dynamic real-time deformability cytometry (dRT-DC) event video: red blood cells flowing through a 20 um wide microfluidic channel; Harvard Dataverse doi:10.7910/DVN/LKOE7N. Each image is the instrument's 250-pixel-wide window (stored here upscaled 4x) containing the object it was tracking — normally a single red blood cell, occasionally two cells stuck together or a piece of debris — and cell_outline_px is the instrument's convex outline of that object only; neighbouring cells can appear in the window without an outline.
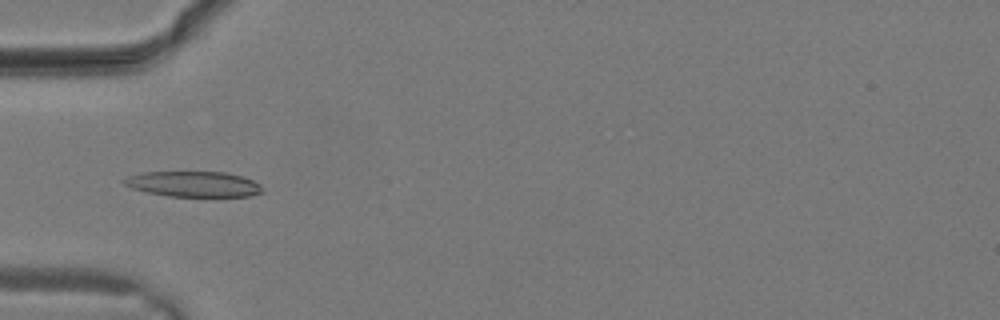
{"species": "common noctule bat (a hibernating species)", "species_latin": "Nyctalus noctula", "temperature_condition": "warm", "stored_images_in_passage": 22, "camera_frame_rate_fps": 3000, "um_per_image_px": 0.085, "animal": {"sex": "male", "body_mass_g": 19.2, "forearm_length_mm": 51.8}, "frame": {"image": 1, "passage_image": 10, "time_ms": 3.0, "image_size_px": [1000, 320], "cell_outline_px": [[264, 192], [252, 196], [168, 196], [148, 192], [132, 188], [124, 184], [120, 180], [128, 176], [144, 172], [224, 172], [244, 176], [260, 184], [264, 188]], "centroid_in_image_um": [16.49, 15.64], "position_along_channel_um": 68.5, "area_um2": 20.63}}
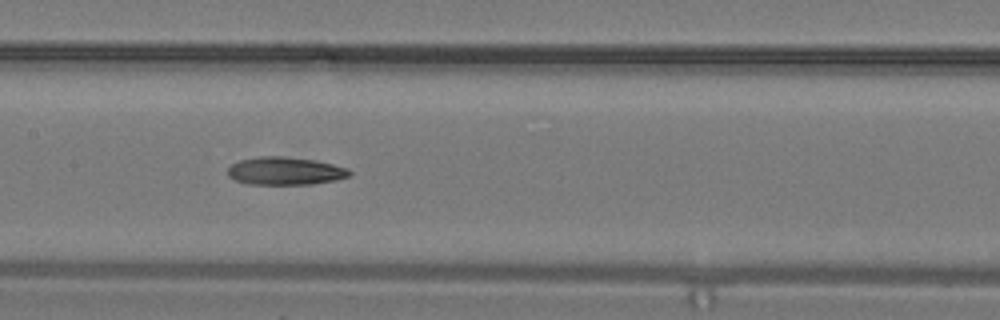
{"frame": {"image": 2, "passage_image": 15, "time_ms": 4.667, "image_size_px": [1000, 320], "cell_outline_px": [[352, 172], [348, 176], [336, 180], [312, 184], [248, 184], [236, 180], [228, 176], [228, 168], [232, 164], [240, 160], [260, 156], [280, 156], [312, 160], [332, 164], [348, 168]], "centroid_in_image_um": [24.23, 14.54], "position_along_channel_um": 183.2, "area_um2": 19.59}}
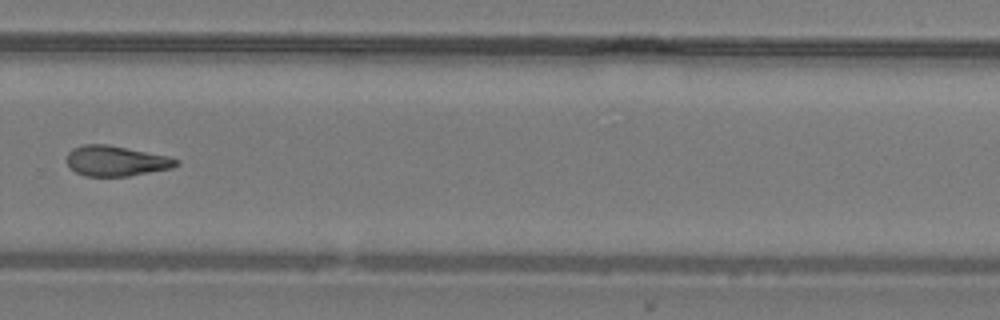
{"frame": {"image": 3, "passage_image": 21, "time_ms": 6.667, "image_size_px": [1000, 320], "cell_outline_px": [[180, 164], [172, 168], [128, 176], [84, 176], [68, 168], [68, 152], [72, 148], [84, 144], [108, 144], [168, 156], [180, 160]], "centroid_in_image_um": [9.86, 13.68], "position_along_channel_um": 319.9, "area_um2": 19.42}}